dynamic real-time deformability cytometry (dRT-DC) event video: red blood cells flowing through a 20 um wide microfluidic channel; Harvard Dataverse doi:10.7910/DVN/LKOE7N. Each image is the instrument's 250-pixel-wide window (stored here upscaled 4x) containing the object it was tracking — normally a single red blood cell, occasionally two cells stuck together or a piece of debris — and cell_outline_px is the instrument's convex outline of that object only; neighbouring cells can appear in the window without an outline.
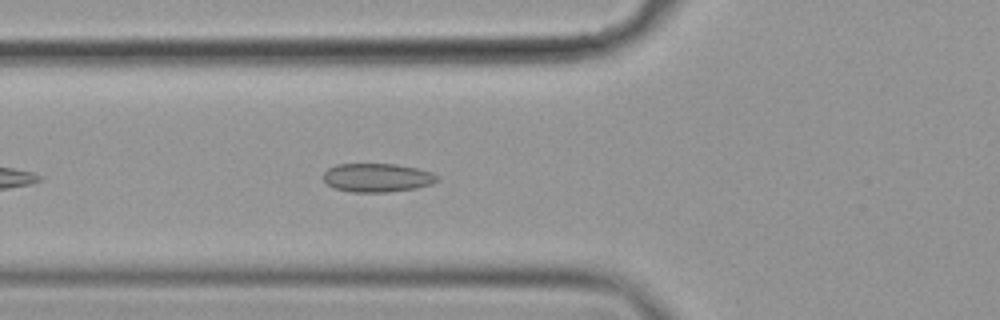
{"species": "common noctule bat (a hibernating species)", "species_latin": "Nyctalus noctula", "temperature_condition": "cold", "stored_images_in_passage": 39, "camera_frame_rate_fps": 3000, "um_per_image_px": 0.085, "animal": {"sex": "female", "body_mass_g": 19.9}, "frame": {"image": 1, "passage_image": 7, "time_ms": 2.0, "image_size_px": [1000, 320], "cell_outline_px": [[436, 180], [432, 184], [416, 188], [388, 192], [352, 192], [336, 188], [328, 184], [324, 180], [324, 172], [328, 168], [336, 164], [396, 164], [416, 168], [432, 172], [436, 176]], "centroid_in_image_um": [32.05, 15.1], "position_along_channel_um": 93.8, "area_um2": 18.84}}
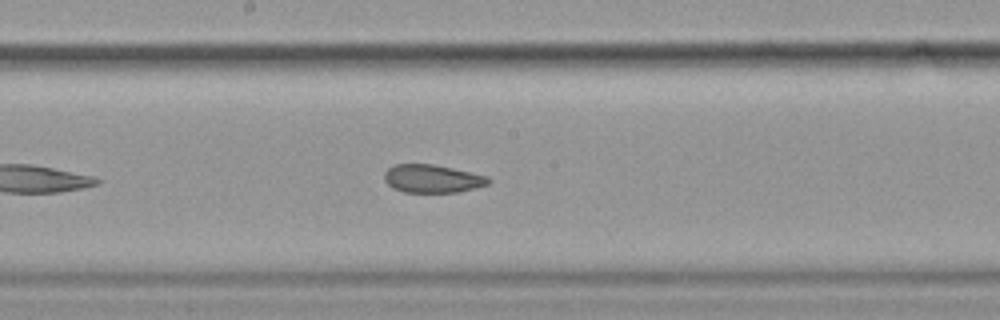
{"frame": {"image": 2, "passage_image": 17, "time_ms": 5.333, "image_size_px": [1000, 320], "cell_outline_px": [[492, 180], [488, 184], [456, 192], [404, 192], [392, 188], [384, 180], [384, 172], [388, 168], [396, 164], [432, 164], [452, 168], [488, 176]], "centroid_in_image_um": [36.72, 15.18], "position_along_channel_um": 211.5, "area_um2": 16.94}}
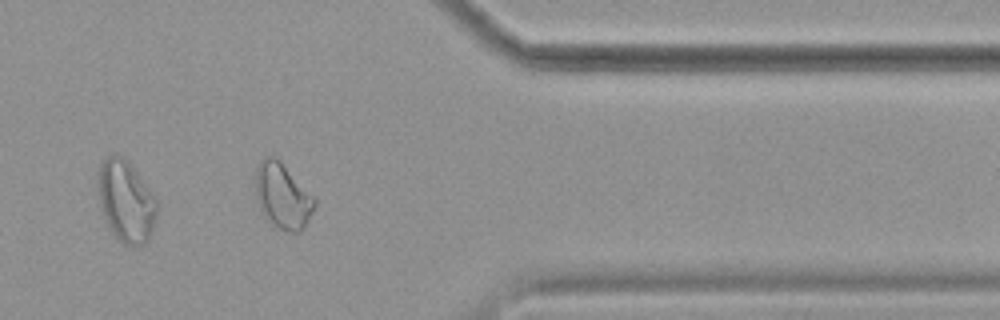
{"frame": {"image": 3, "passage_image": 33, "time_ms": 10.667, "image_size_px": [1000, 320], "cell_outline_px": [[316, 204], [308, 220], [296, 232], [284, 232], [272, 228], [264, 216], [256, 200], [256, 164], [264, 156], [276, 156], [280, 160], [316, 200]], "centroid_in_image_um": [23.97, 16.66], "position_along_channel_um": 387.4, "area_um2": 22.6}, "authors_computed_cell_mechanics": {"area_um2": 18.207, "velocity_mm_per_s": 3.5226, "shape_relaxation_time_tau1_ms": null, "shape_relaxation_time_tau2_ms": 3.1392, "deformation_change_tau1": null, "deformation_change_tau2": 0.0798}}